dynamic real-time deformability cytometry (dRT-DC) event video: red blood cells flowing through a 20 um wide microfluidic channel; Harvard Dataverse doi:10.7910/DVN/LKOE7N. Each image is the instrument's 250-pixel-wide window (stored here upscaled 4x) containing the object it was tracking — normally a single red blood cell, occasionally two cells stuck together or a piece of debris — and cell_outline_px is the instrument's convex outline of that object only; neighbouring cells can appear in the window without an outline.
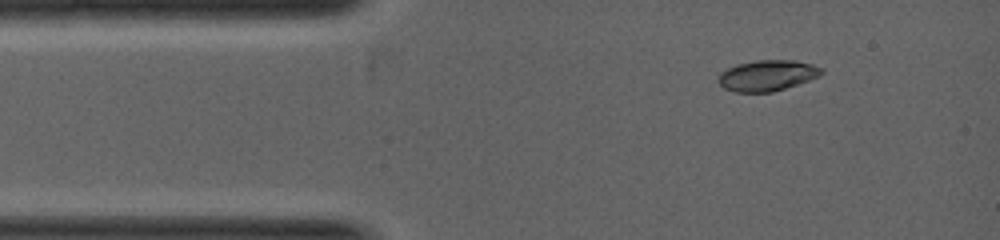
{"species": "common noctule bat (a hibernating species)", "species_latin": "Nyctalus noctula", "temperature_condition": "warm", "stored_images_in_passage": 2, "camera_frame_rate_fps": 5000, "um_per_image_px": 0.085, "animal": {"sex": "female", "body_mass_g": 19.0, "forearm_length_mm": 53.3}, "frame": {"image": 1, "passage_image": 1, "time_ms": 0.0, "image_size_px": [1000, 240], "cell_outline_px": [[824, 72], [820, 76], [772, 92], [736, 92], [724, 88], [716, 80], [716, 76], [720, 72], [736, 64], [756, 60], [796, 60], [812, 64], [824, 68]], "centroid_in_image_um": [65.2, 6.4], "position_along_channel_um": 19.8, "area_um2": 18.67}}